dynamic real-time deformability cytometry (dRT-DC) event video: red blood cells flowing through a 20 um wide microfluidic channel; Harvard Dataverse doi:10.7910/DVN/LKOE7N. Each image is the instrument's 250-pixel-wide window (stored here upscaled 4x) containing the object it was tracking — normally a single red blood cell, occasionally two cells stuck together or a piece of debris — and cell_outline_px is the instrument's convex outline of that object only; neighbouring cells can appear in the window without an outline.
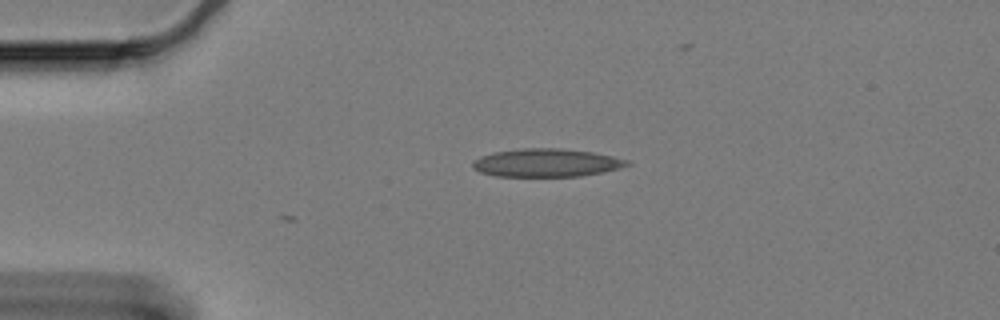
{"species": "Egyptian fruit bat (a non-hibernating species)", "species_latin": "Rousettus aegyptiacus", "temperature_condition": "cold", "stored_images_in_passage": 25, "camera_frame_rate_fps": 3000, "um_per_image_px": 0.085, "animal": {"sex": "female"}, "frame": {"image": 1, "passage_image": 1, "time_ms": 0.0, "image_size_px": [1000, 320], "cell_outline_px": [[632, 164], [604, 172], [580, 176], [496, 176], [480, 172], [472, 168], [472, 160], [480, 156], [492, 152], [524, 148], [560, 148], [592, 152], [612, 156], [628, 160]], "centroid_in_image_um": [46.41, 13.83], "position_along_channel_um": 38.6, "area_um2": 25.37}}
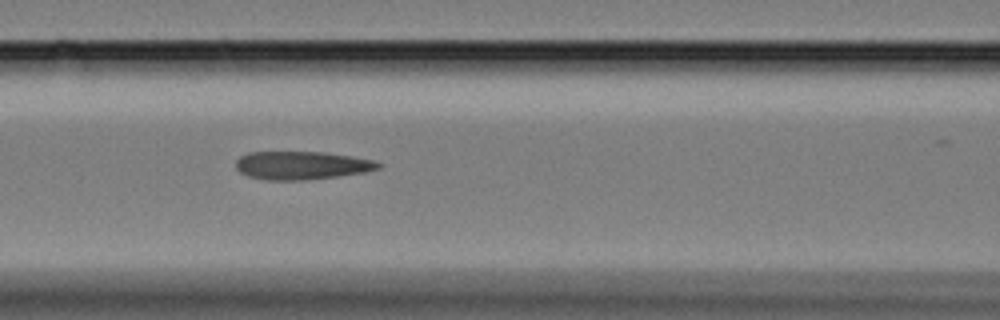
{"frame": {"image": 2, "passage_image": 13, "time_ms": 4.0, "image_size_px": [1000, 320], "cell_outline_px": [[384, 164], [380, 168], [364, 172], [308, 180], [264, 180], [248, 176], [240, 172], [236, 168], [236, 160], [240, 156], [248, 152], [324, 152], [352, 156], [372, 160]], "centroid_in_image_um": [25.63, 14.06], "position_along_channel_um": 141.0, "area_um2": 23.47}}
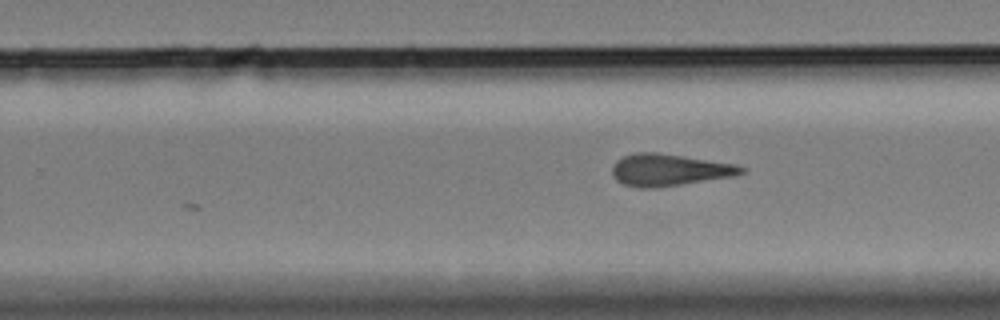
{"frame": {"image": 3, "passage_image": 25, "time_ms": 8.0, "image_size_px": [1000, 320], "cell_outline_px": [[744, 172], [732, 176], [656, 188], [640, 188], [624, 184], [616, 180], [612, 172], [612, 164], [616, 160], [624, 156], [636, 152], [656, 152], [732, 164], [744, 168]], "centroid_in_image_um": [56.79, 14.45], "position_along_channel_um": 273.0, "area_um2": 23.58}}